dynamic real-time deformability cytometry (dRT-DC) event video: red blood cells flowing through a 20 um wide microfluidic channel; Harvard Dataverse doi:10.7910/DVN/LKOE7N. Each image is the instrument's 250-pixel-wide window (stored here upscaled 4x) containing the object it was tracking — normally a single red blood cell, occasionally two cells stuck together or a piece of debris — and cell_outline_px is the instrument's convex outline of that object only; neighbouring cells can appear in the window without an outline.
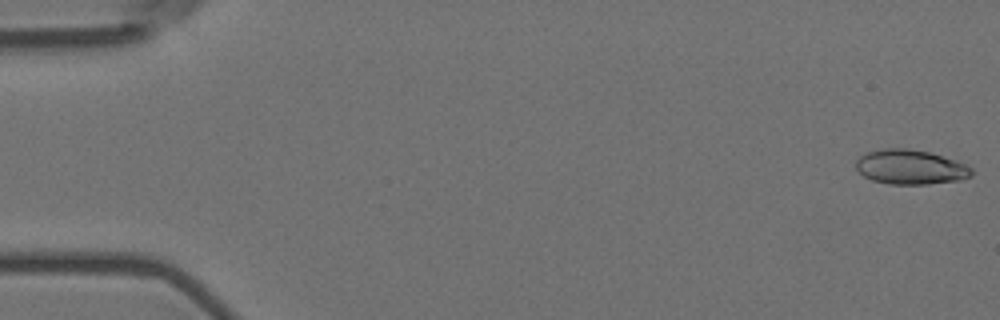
{"species": "Egyptian fruit bat (a non-hibernating species)", "species_latin": "Rousettus aegyptiacus", "temperature_condition": "room temperature", "stored_images_in_passage": 57, "camera_frame_rate_fps": 3000, "um_per_image_px": 0.085, "animal": {"sex": "female"}, "frame": {"image": 1, "passage_image": 1, "time_ms": 0.0, "image_size_px": [1000, 320], "cell_outline_px": [[972, 176], [960, 180], [928, 184], [888, 184], [872, 180], [864, 176], [856, 168], [856, 160], [860, 156], [868, 152], [884, 148], [908, 148], [928, 152], [956, 160], [972, 168]], "centroid_in_image_um": [77.39, 14.2], "position_along_channel_um": 7.6, "area_um2": 23.29}}
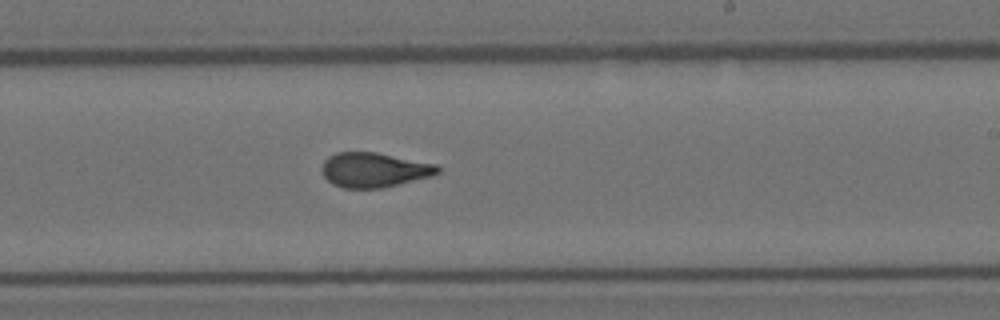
{"frame": {"image": 2, "passage_image": 34, "time_ms": 11.0, "image_size_px": [1000, 320], "cell_outline_px": [[440, 172], [432, 176], [380, 188], [344, 188], [332, 184], [324, 176], [320, 168], [324, 160], [328, 156], [336, 152], [376, 152], [436, 164], [440, 168]], "centroid_in_image_um": [31.77, 14.43], "position_along_channel_um": 257.2, "area_um2": 23.41}}
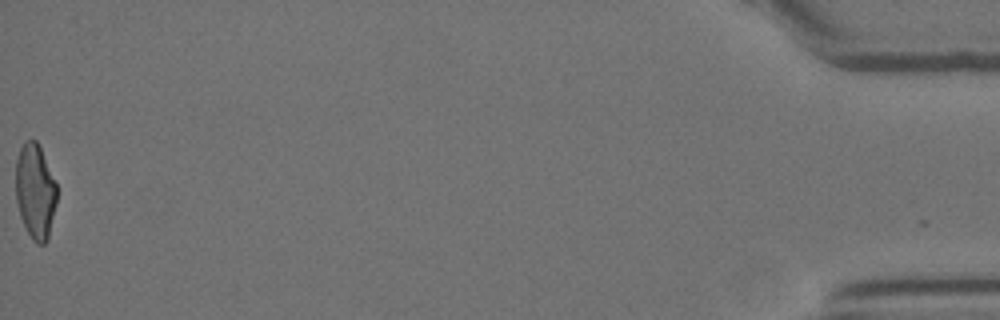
{"frame": {"image": 3, "passage_image": 57, "time_ms": 18.667, "image_size_px": [1000, 320], "cell_outline_px": [[56, 204], [48, 240], [44, 244], [36, 244], [32, 240], [20, 216], [16, 200], [16, 160], [20, 148], [24, 140], [36, 140], [40, 148], [56, 184]], "centroid_in_image_um": [2.98, 16.29], "position_along_channel_um": 432.2, "area_um2": 22.6}, "authors_computed_cell_mechanics": {"area_um2": 23.2934, "velocity_mm_per_s": 3.5852, "shape_relaxation_time_tau1_ms": 7.0808, "shape_relaxation_time_tau2_ms": 1.4911, "deformation_change_tau1": 0.2175, "deformation_change_tau2": 0.0951}}